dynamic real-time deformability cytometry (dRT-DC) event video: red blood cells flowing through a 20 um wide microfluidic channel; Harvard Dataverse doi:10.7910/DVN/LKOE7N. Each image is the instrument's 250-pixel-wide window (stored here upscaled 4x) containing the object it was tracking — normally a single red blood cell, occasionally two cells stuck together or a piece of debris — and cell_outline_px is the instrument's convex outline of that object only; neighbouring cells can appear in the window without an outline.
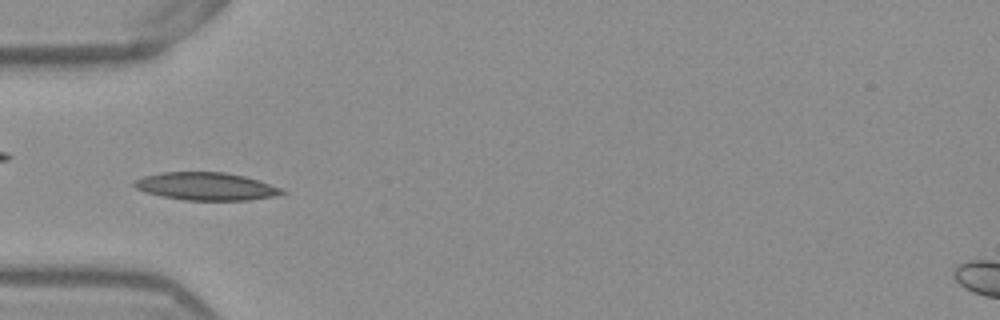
{"species": "Egyptian fruit bat (a non-hibernating species)", "species_latin": "Rousettus aegyptiacus", "temperature_condition": "warm", "stored_images_in_passage": 53, "camera_frame_rate_fps": 3000, "um_per_image_px": 0.085, "frame": {"image": 1, "passage_image": 17, "time_ms": 5.333, "image_size_px": [1000, 320], "cell_outline_px": [[288, 192], [276, 196], [248, 200], [184, 200], [160, 196], [144, 192], [136, 188], [132, 184], [136, 180], [144, 176], [160, 172], [224, 172], [244, 176], [280, 188]], "centroid_in_image_um": [17.48, 15.84], "position_along_channel_um": 67.5, "area_um2": 23.81}}
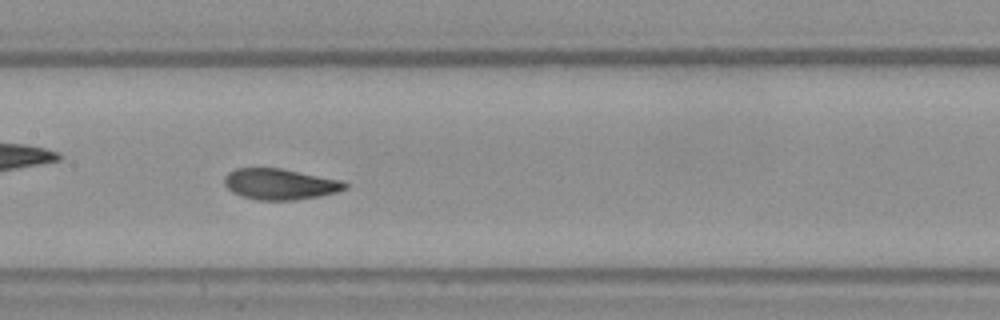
{"frame": {"image": 2, "passage_image": 26, "time_ms": 8.333, "image_size_px": [1000, 320], "cell_outline_px": [[348, 188], [336, 192], [320, 196], [296, 200], [256, 200], [240, 196], [232, 192], [224, 184], [224, 176], [228, 172], [236, 168], [280, 168], [344, 180], [348, 184]], "centroid_in_image_um": [23.81, 15.65], "position_along_channel_um": 183.6, "area_um2": 22.02}}
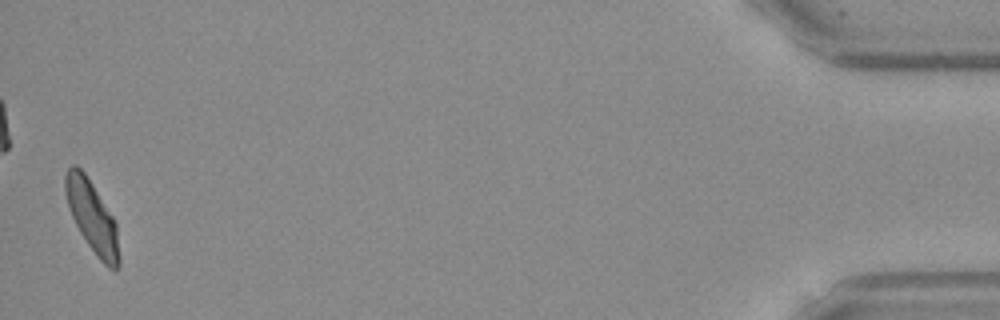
{"frame": {"image": 3, "passage_image": 52, "time_ms": 17.0, "image_size_px": [1000, 320], "cell_outline_px": [[120, 268], [116, 272], [108, 268], [96, 256], [80, 232], [72, 216], [64, 192], [64, 176], [68, 168], [72, 164], [76, 164], [84, 172], [92, 184], [112, 216], [116, 224], [120, 256]], "centroid_in_image_um": [7.84, 18.47], "position_along_channel_um": 427.4, "area_um2": 22.37}, "authors_computed_cell_mechanics": {"area_um2": 22.1374, "velocity_mm_per_s": 3.855, "shape_relaxation_time_tau1_ms": 4.5841, "shape_relaxation_time_tau2_ms": 1.3779, "deformation_change_tau1": 0.1651, "deformation_change_tau2": 0.0582}}